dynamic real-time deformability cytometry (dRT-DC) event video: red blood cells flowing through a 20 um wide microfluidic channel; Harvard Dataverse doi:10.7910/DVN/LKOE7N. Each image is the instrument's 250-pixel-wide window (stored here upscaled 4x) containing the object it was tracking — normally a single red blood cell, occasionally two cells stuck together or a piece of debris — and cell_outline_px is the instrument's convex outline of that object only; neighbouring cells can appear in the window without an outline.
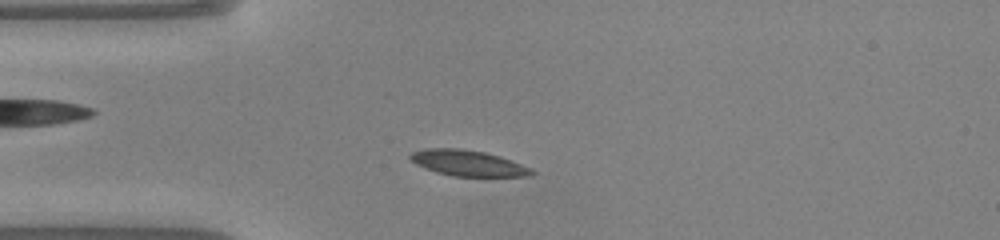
{"species": "common noctule bat (a hibernating species)", "species_latin": "Nyctalus noctula", "temperature_condition": "warm", "stored_images_in_passage": 42, "camera_frame_rate_fps": 3000, "um_per_image_px": 0.085, "animal": {"sex": "male", "body_mass_g": 20.0, "forearm_length_mm": 53.3}, "frame": {"image": 1, "passage_image": 5, "time_ms": 1.333, "image_size_px": [1000, 240], "cell_outline_px": [[536, 172], [532, 176], [452, 176], [436, 172], [424, 168], [416, 164], [408, 156], [412, 152], [428, 148], [460, 148], [484, 152], [500, 156], [532, 168]], "centroid_in_image_um": [39.79, 13.86], "position_along_channel_um": 45.2, "area_um2": 18.26}}
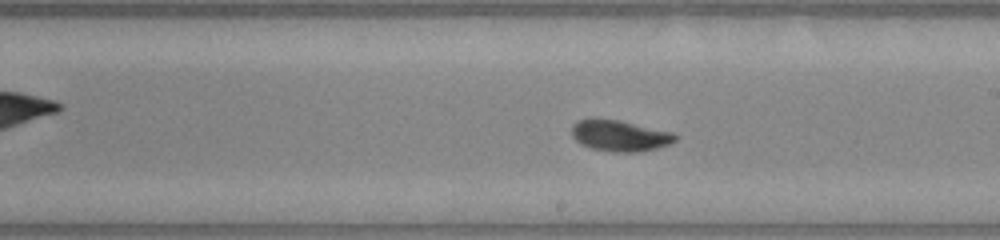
{"frame": {"image": 2, "passage_image": 20, "time_ms": 6.333, "image_size_px": [1000, 240], "cell_outline_px": [[680, 136], [676, 140], [668, 144], [656, 148], [640, 152], [612, 152], [588, 148], [580, 144], [572, 136], [572, 124], [576, 120], [620, 120], [672, 132]], "centroid_in_image_um": [52.69, 11.55], "position_along_channel_um": 236.3, "area_um2": 18.73}}
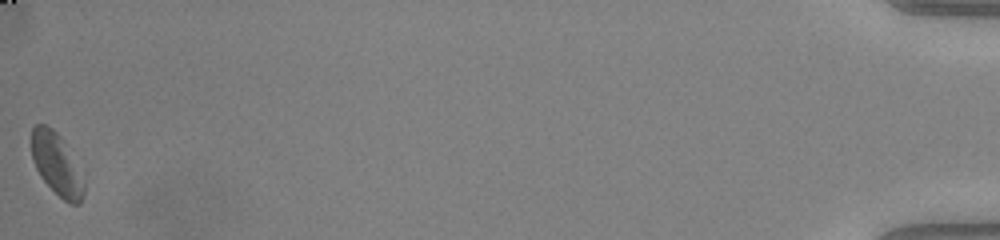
{"frame": {"image": 3, "passage_image": 42, "time_ms": 13.667, "image_size_px": [1000, 240], "cell_outline_px": [[84, 196], [80, 204], [68, 204], [40, 176], [32, 160], [32, 128], [36, 124], [44, 124], [52, 128], [60, 136], [84, 184]], "centroid_in_image_um": [4.78, 13.98], "position_along_channel_um": 430.4, "area_um2": 18.15}, "authors_computed_cell_mechanics": {"area_um2": 18.3226, "velocity_mm_per_s": 4.0765, "shape_relaxation_time_tau1_ms": 3.8131, "shape_relaxation_time_tau2_ms": 2.3052, "deformation_change_tau1": 0.125, "deformation_change_tau2": 0.0698}}